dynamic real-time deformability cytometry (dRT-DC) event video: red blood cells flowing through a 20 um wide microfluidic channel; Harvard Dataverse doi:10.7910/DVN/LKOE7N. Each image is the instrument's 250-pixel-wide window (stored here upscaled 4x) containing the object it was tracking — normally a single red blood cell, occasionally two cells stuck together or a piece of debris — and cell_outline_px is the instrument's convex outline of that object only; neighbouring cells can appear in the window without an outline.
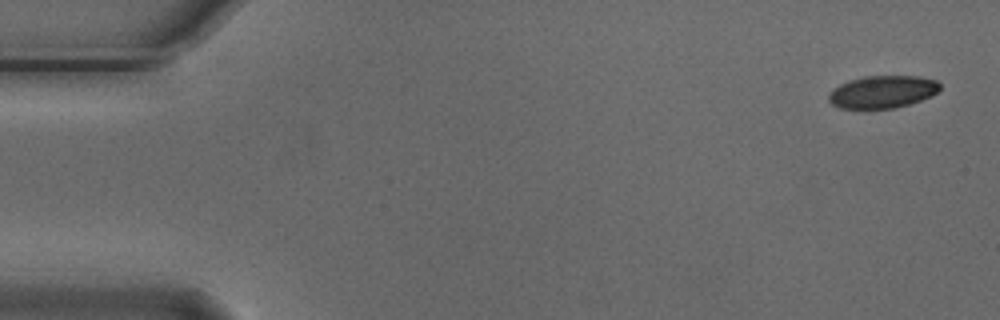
{"species": "Egyptian fruit bat (a non-hibernating species)", "species_latin": "Rousettus aegyptiacus", "temperature_condition": "cold", "stored_images_in_passage": 6, "camera_frame_rate_fps": 3000, "um_per_image_px": 0.085, "animal": {"sex": "male"}, "frame": {"image": 1, "passage_image": 1, "time_ms": 0.0, "image_size_px": [1000, 320], "cell_outline_px": [[940, 88], [932, 96], [908, 104], [892, 108], [840, 108], [832, 104], [828, 100], [828, 92], [840, 84], [848, 80], [864, 76], [916, 76], [936, 80], [940, 84]], "centroid_in_image_um": [74.98, 7.79], "position_along_channel_um": 10.0, "area_um2": 20.98}}
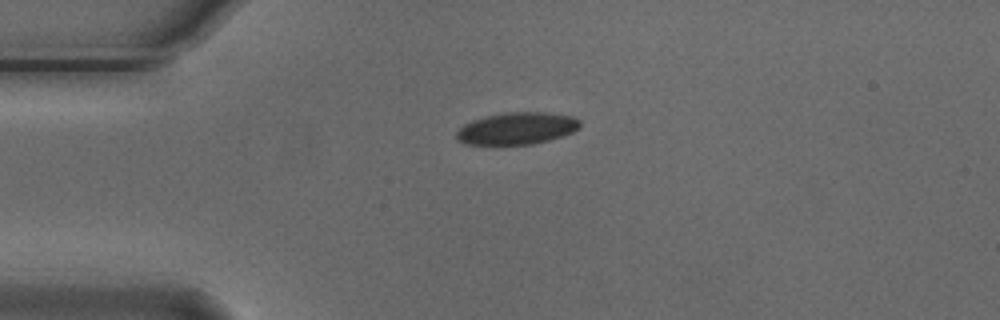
{"frame": {"image": 2, "passage_image": 4, "time_ms": 1.0, "image_size_px": [1000, 320], "cell_outline_px": [[580, 128], [572, 132], [548, 140], [532, 144], [464, 144], [456, 140], [456, 132], [464, 124], [472, 120], [504, 112], [544, 112], [572, 116], [580, 120]], "centroid_in_image_um": [43.92, 10.91], "position_along_channel_um": 41.1, "area_um2": 22.95}}
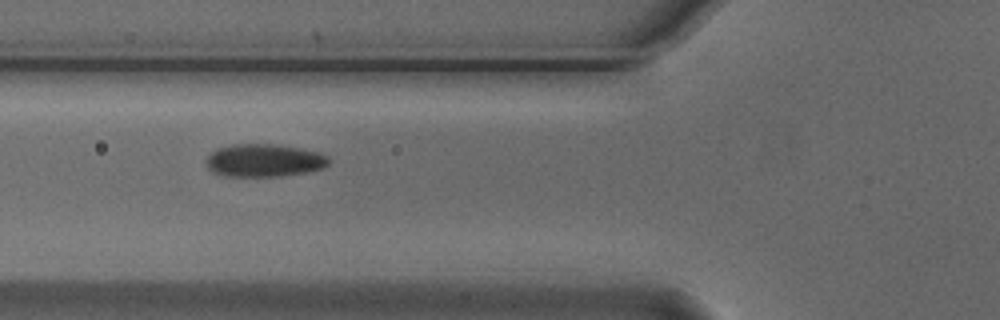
{"frame": {"image": 3, "passage_image": 6, "time_ms": 1.667, "image_size_px": [1000, 320], "cell_outline_px": [[328, 164], [324, 168], [308, 172], [280, 176], [228, 176], [212, 172], [208, 168], [204, 160], [216, 148], [232, 144], [272, 144], [300, 148], [320, 152], [328, 156]], "centroid_in_image_um": [22.44, 13.63], "position_along_channel_um": 103.4, "area_um2": 23.58}}